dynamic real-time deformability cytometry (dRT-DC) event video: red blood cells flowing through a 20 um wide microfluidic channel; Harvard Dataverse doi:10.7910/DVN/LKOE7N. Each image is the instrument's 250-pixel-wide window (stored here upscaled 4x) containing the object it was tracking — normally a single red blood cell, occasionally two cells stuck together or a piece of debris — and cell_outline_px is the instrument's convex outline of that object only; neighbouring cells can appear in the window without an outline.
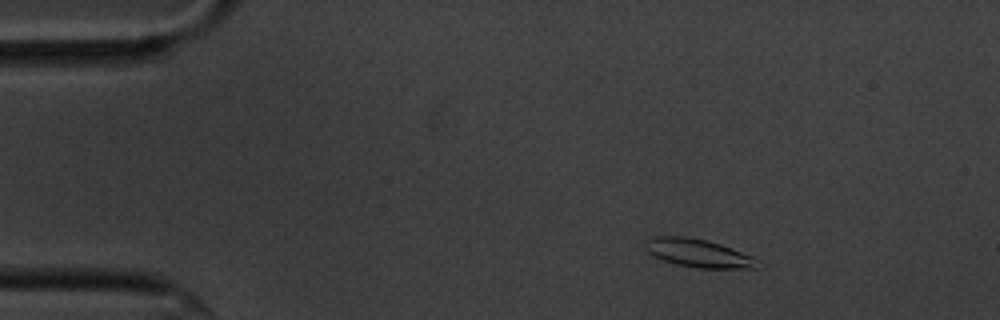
{"species": "common noctule bat (a hibernating species)", "species_latin": "Nyctalus noctula", "temperature_condition": "cold", "stored_images_in_passage": 57, "camera_frame_rate_fps": 3000, "um_per_image_px": 0.085, "animal": {"sex": "male", "body_mass_g": 20.1, "forearm_length_mm": 53.5}, "frame": {"image": 1, "passage_image": 8, "time_ms": 2.333, "image_size_px": [1000, 320], "cell_outline_px": [[764, 264], [760, 268], [696, 268], [676, 264], [652, 256], [648, 252], [648, 240], [652, 236], [684, 236], [708, 240], [732, 248], [752, 256]], "centroid_in_image_um": [59.44, 21.53], "position_along_channel_um": 25.6, "area_um2": 18.5}}
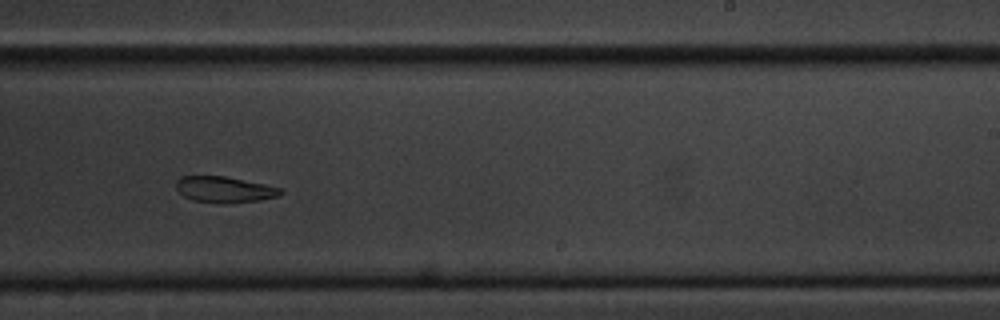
{"frame": {"image": 2, "passage_image": 35, "time_ms": 11.333, "image_size_px": [1000, 320], "cell_outline_px": [[284, 192], [276, 196], [260, 200], [224, 204], [220, 204], [192, 200], [184, 196], [176, 188], [176, 180], [180, 176], [224, 176], [264, 184], [280, 188]], "centroid_in_image_um": [19.04, 16.11], "position_along_channel_um": 270.0, "area_um2": 15.84}}
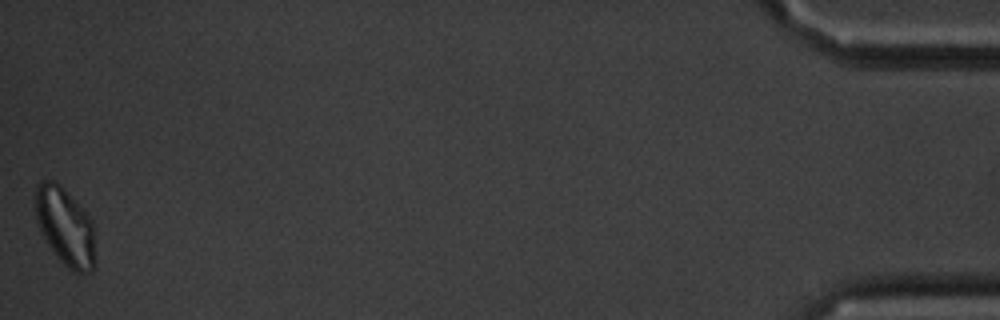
{"frame": {"image": 3, "passage_image": 57, "time_ms": 18.667, "image_size_px": [1000, 320], "cell_outline_px": [[96, 268], [92, 272], [84, 276], [72, 272], [60, 260], [48, 244], [36, 220], [32, 204], [36, 184], [40, 180], [52, 180], [60, 184], [88, 212], [92, 220], [96, 260]], "centroid_in_image_um": [5.56, 19.26], "position_along_channel_um": 429.6, "area_um2": 28.32}, "authors_computed_cell_mechanics": {"area_um2": 17.918, "velocity_mm_per_s": 3.4447, "shape_relaxation_time_tau1_ms": 2.931, "shape_relaxation_time_tau2_ms": null, "deformation_change_tau1": 0.1321, "deformation_change_tau2": null}}